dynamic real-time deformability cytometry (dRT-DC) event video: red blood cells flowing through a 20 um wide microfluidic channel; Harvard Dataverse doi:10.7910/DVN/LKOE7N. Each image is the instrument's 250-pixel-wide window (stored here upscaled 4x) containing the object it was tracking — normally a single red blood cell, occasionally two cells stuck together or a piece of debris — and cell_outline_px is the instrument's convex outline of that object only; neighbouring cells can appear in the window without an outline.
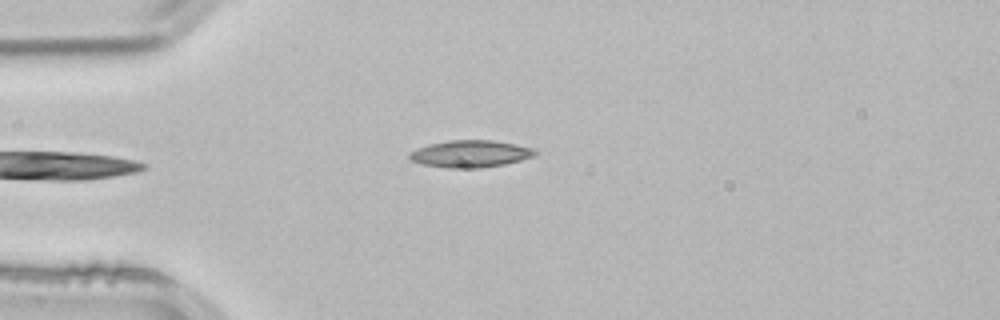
{"species": "common noctule bat (a hibernating species)", "species_latin": "Nyctalus noctula", "temperature_condition": "room temperature", "stored_images_in_passage": 2, "camera_frame_rate_fps": 3000, "um_per_image_px": 0.085, "animal": {"sex": "male", "body_mass_g": 21.5, "forearm_length_mm": 52.0}, "frame": {"image": 1, "passage_image": 2, "time_ms": 0.333, "image_size_px": [1000, 320], "cell_outline_px": [[536, 156], [504, 164], [480, 168], [444, 168], [420, 164], [412, 160], [408, 156], [408, 152], [416, 148], [428, 144], [448, 140], [496, 140], [516, 144], [532, 148], [536, 152]], "centroid_in_image_um": [39.94, 13.07], "position_along_channel_um": 45.1, "area_um2": 20.06}}